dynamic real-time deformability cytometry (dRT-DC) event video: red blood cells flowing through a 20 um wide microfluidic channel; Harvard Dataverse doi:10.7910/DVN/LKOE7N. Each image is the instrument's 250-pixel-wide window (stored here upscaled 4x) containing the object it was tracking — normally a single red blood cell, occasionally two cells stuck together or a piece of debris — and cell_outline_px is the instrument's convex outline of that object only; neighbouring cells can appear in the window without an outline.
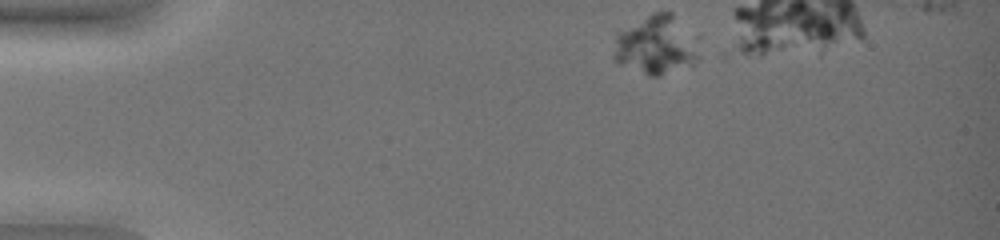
{"species": "common noctule bat (a hibernating species)", "species_latin": "Nyctalus noctula", "temperature_condition": "warm", "stored_images_in_passage": 13, "camera_frame_rate_fps": 3000, "um_per_image_px": 0.085, "animal": {"sex": "female", "body_mass_g": 19.0, "forearm_length_mm": 51.5}, "frame": {"image": 1, "passage_image": 1, "time_ms": 0.0, "image_size_px": [1000, 240], "cell_outline_px": [[700, 60], [692, 64], [656, 76], [648, 76], [620, 64], [612, 56], [616, 36], [620, 32], [652, 12], [672, 12], [700, 56]], "centroid_in_image_um": [55.67, 3.87], "position_along_channel_um": 29.3, "area_um2": 27.8}}